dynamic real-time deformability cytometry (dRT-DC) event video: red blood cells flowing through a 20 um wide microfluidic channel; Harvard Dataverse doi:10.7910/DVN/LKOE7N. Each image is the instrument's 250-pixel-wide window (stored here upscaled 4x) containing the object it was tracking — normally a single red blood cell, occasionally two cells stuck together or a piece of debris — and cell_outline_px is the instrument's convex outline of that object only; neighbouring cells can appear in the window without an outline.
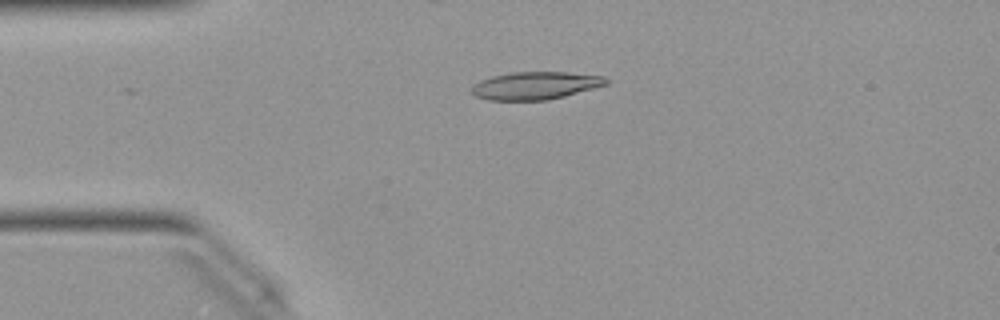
{"species": "Egyptian fruit bat (a non-hibernating species)", "species_latin": "Rousettus aegyptiacus", "temperature_condition": "warm", "stored_images_in_passage": 29, "camera_frame_rate_fps": 3000, "um_per_image_px": 0.085, "animal": {"sex": "female"}, "frame": {"image": 1, "passage_image": 1, "time_ms": 0.0, "image_size_px": [1000, 320], "cell_outline_px": [[608, 84], [564, 96], [548, 100], [488, 100], [476, 96], [468, 88], [472, 84], [480, 80], [492, 76], [512, 72], [568, 72], [604, 76], [608, 80]], "centroid_in_image_um": [45.46, 7.27], "position_along_channel_um": 39.5, "area_um2": 21.79}}
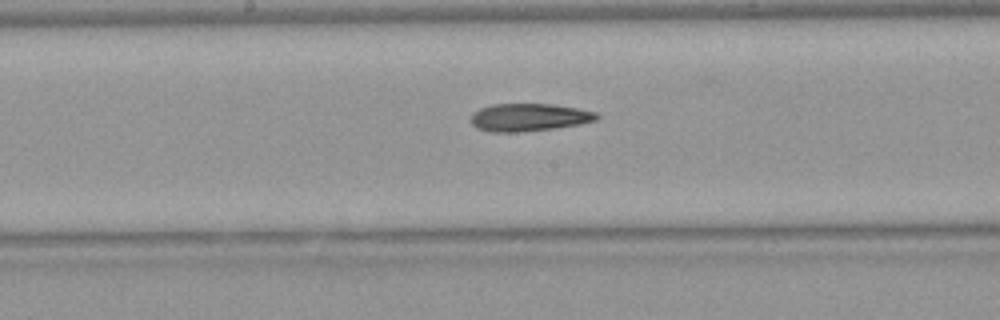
{"frame": {"image": 2, "passage_image": 15, "time_ms": 4.667, "image_size_px": [1000, 320], "cell_outline_px": [[600, 116], [596, 120], [580, 124], [552, 128], [520, 132], [492, 132], [476, 128], [468, 120], [472, 112], [480, 108], [492, 104], [552, 104], [576, 108], [596, 112]], "centroid_in_image_um": [44.9, 9.97], "position_along_channel_um": 203.3, "area_um2": 20.4}}
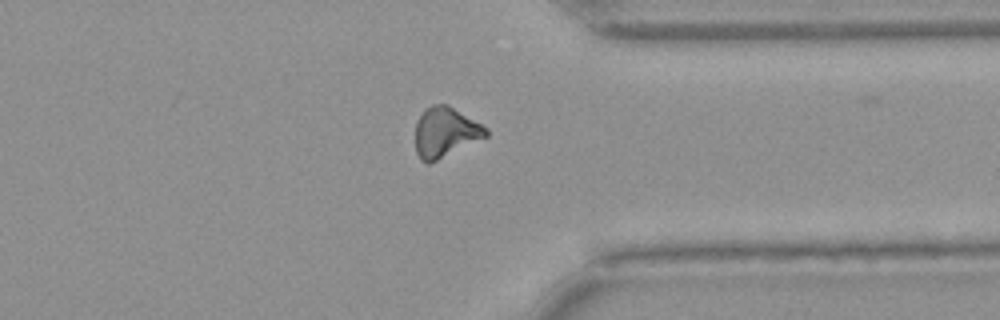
{"frame": {"image": 3, "passage_image": 28, "time_ms": 9.0, "image_size_px": [1000, 320], "cell_outline_px": [[488, 136], [428, 164], [424, 164], [420, 160], [416, 152], [416, 120], [424, 108], [432, 104], [448, 104], [488, 128]], "centroid_in_image_um": [37.83, 11.23], "position_along_channel_um": 373.6, "area_um2": 20.69}}